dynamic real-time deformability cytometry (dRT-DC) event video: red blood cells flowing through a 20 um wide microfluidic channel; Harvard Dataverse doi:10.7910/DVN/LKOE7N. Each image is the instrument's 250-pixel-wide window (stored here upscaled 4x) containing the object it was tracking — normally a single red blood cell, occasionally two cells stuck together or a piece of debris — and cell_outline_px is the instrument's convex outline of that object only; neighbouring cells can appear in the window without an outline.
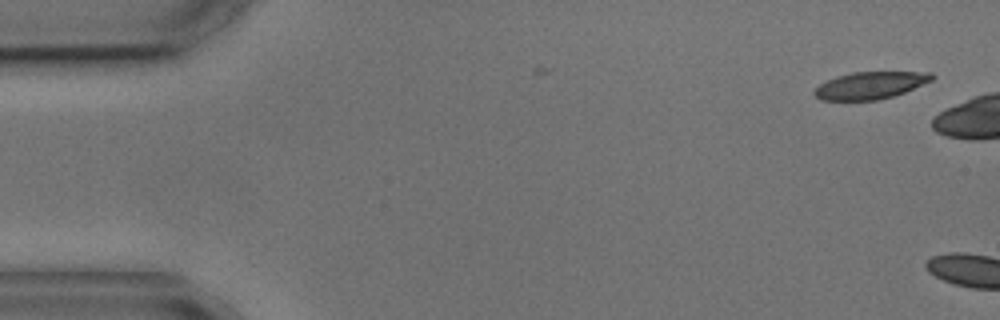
{"species": "common noctule bat (a hibernating species)", "species_latin": "Nyctalus noctula", "temperature_condition": "cold", "stored_images_in_passage": 2, "camera_frame_rate_fps": 3000, "um_per_image_px": 0.085, "animal": {"sex": "male", "body_mass_g": 17.9, "forearm_length_mm": 54.2}, "frame": {"image": 1, "passage_image": 1, "time_ms": 0.0, "image_size_px": [1000, 320], "cell_outline_px": [[936, 76], [932, 80], [904, 92], [892, 96], [876, 100], [820, 100], [812, 92], [820, 84], [836, 76], [852, 72], [932, 72]], "centroid_in_image_um": [73.97, 7.25], "position_along_channel_um": 11.0, "area_um2": 18.5}}